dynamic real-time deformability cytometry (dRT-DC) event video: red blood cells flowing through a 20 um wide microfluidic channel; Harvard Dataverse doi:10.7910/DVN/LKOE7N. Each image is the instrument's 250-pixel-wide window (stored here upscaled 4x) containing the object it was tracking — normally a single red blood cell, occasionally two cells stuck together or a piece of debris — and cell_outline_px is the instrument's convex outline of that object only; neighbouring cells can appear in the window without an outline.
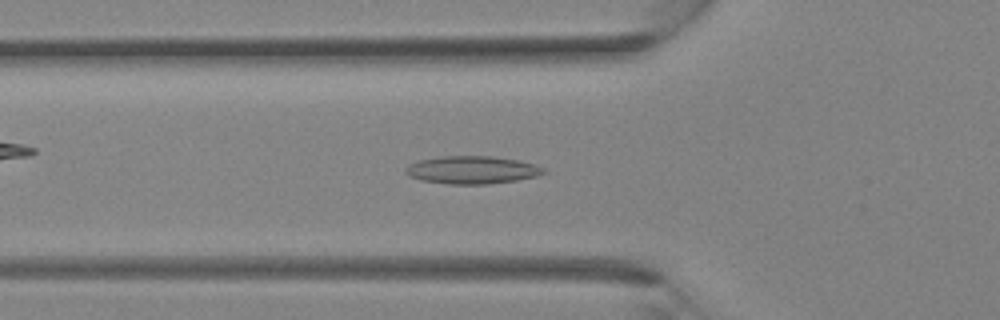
{"species": "Egyptian fruit bat (a non-hibernating species)", "species_latin": "Rousettus aegyptiacus", "temperature_condition": "room temperature", "stored_images_in_passage": 36, "camera_frame_rate_fps": 3000, "um_per_image_px": 0.085, "animal": {"sex": "female"}, "frame": {"image": 1, "passage_image": 13, "time_ms": 4.0, "image_size_px": [1000, 320], "cell_outline_px": [[548, 172], [536, 176], [516, 180], [488, 184], [448, 184], [420, 180], [404, 172], [404, 168], [408, 164], [416, 160], [440, 156], [492, 156], [520, 160], [536, 164], [544, 168]], "centroid_in_image_um": [40.12, 14.43], "position_along_channel_um": 85.7, "area_um2": 22.6}}
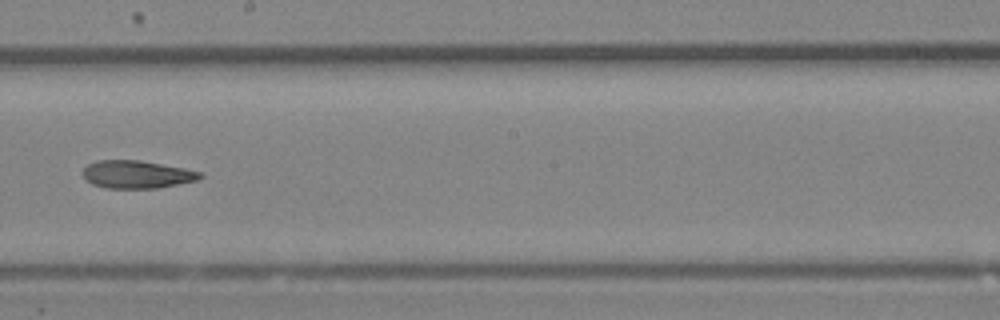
{"frame": {"image": 2, "passage_image": 21, "time_ms": 6.667, "image_size_px": [1000, 320], "cell_outline_px": [[204, 176], [196, 180], [160, 188], [108, 188], [92, 184], [84, 180], [80, 172], [88, 164], [96, 160], [140, 160], [184, 168], [204, 172]], "centroid_in_image_um": [11.61, 14.82], "position_along_channel_um": 236.6, "area_um2": 19.25}}
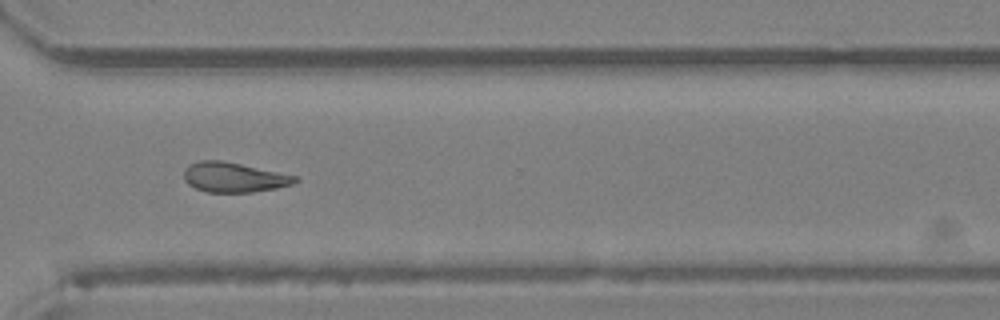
{"frame": {"image": 3, "passage_image": 27, "time_ms": 8.667, "image_size_px": [1000, 320], "cell_outline_px": [[300, 180], [292, 184], [276, 188], [252, 192], [208, 192], [196, 188], [188, 184], [184, 180], [184, 168], [188, 164], [200, 160], [220, 160], [300, 176]], "centroid_in_image_um": [19.89, 15.06], "position_along_channel_um": 350.7, "area_um2": 19.42}}